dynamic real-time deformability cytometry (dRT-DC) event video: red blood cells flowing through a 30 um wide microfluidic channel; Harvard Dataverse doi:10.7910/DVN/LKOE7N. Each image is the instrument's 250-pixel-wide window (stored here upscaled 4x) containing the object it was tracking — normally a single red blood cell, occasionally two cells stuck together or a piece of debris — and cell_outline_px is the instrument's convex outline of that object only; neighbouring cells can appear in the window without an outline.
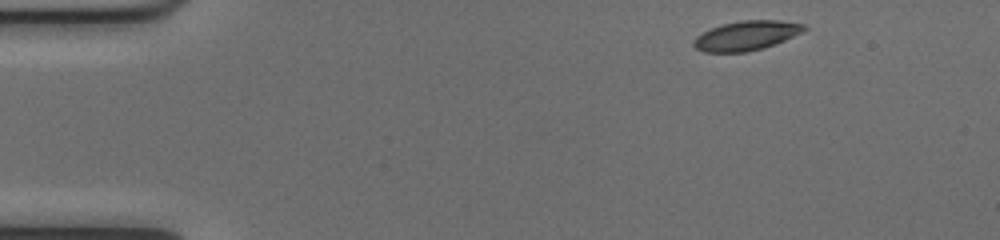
{"species": "common noctule bat (a hibernating species)", "species_latin": "Nyctalus noctula", "temperature_condition": "cold", "stored_images_in_passage": 46, "camera_frame_rate_fps": 3000, "um_per_image_px": 0.085, "animal": {"sex": "female", "body_mass_g": 17.0, "forearm_length_mm": 48.0}, "frame": {"image": 1, "passage_image": 1, "time_ms": 0.0, "image_size_px": [1000, 240], "cell_outline_px": [[808, 28], [804, 32], [764, 48], [744, 52], [704, 52], [696, 48], [692, 44], [692, 40], [696, 36], [712, 28], [724, 24], [740, 20], [780, 20], [804, 24]], "centroid_in_image_um": [63.46, 3.02], "position_along_channel_um": 21.5, "area_um2": 18.96}}
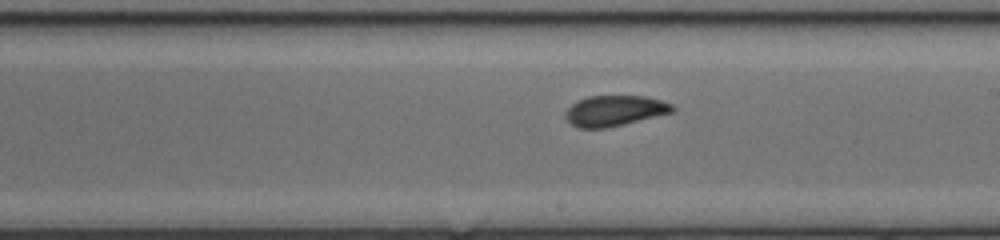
{"frame": {"image": 2, "passage_image": 24, "time_ms": 7.667, "image_size_px": [1000, 240], "cell_outline_px": [[676, 108], [672, 112], [624, 124], [604, 128], [576, 128], [564, 116], [564, 112], [572, 104], [588, 96], [644, 96], [660, 100], [672, 104]], "centroid_in_image_um": [52.22, 9.41], "position_along_channel_um": 236.8, "area_um2": 18.9}}
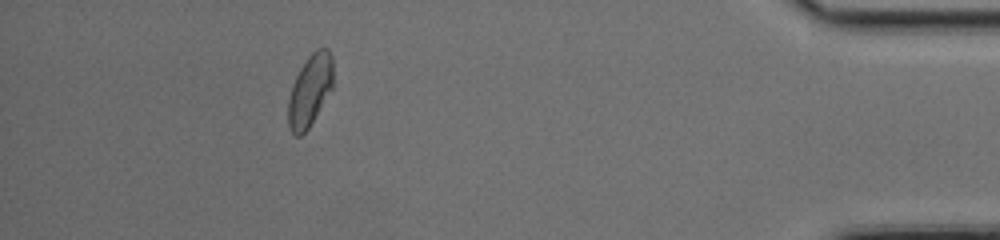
{"frame": {"image": 3, "passage_image": 41, "time_ms": 13.333, "image_size_px": [1000, 240], "cell_outline_px": [[332, 88], [308, 128], [300, 136], [296, 136], [292, 132], [288, 124], [288, 100], [292, 84], [300, 68], [308, 56], [316, 48], [328, 48], [332, 56]], "centroid_in_image_um": [26.33, 7.66], "position_along_channel_um": 408.9, "area_um2": 18.55}, "authors_computed_cell_mechanics": {"area_um2": 19.074, "velocity_mm_per_s": 4.017, "shape_relaxation_time_tau1_ms": 8.6097, "shape_relaxation_time_tau2_ms": 2.0094, "deformation_change_tau1": 0.1684, "deformation_change_tau2": 0.0672}}